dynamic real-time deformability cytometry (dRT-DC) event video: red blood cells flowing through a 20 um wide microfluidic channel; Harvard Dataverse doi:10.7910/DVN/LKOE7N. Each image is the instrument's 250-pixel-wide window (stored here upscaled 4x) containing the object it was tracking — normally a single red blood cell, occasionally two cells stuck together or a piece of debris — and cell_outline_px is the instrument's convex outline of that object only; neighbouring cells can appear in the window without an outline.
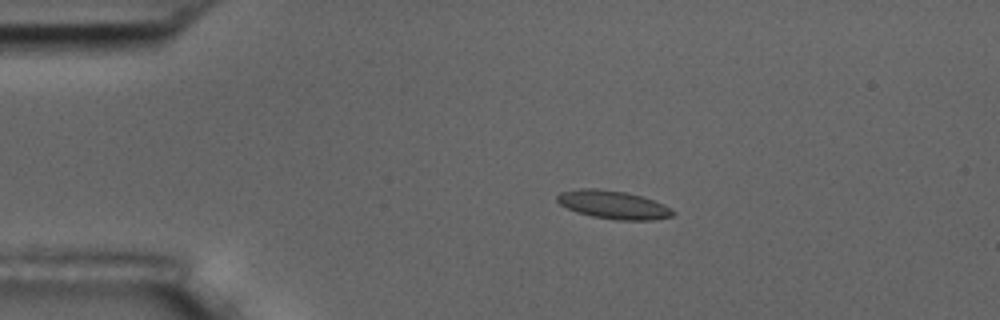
{"species": "common noctule bat (a hibernating species)", "species_latin": "Nyctalus noctula", "temperature_condition": "room temperature", "stored_images_in_passage": 5, "camera_frame_rate_fps": 3000, "um_per_image_px": 0.085, "animal": {"sex": "male", "body_mass_g": 17.5, "forearm_length_mm": 52.3}, "frame": {"image": 1, "passage_image": 4, "time_ms": 3.667, "image_size_px": [1000, 320], "cell_outline_px": [[676, 212], [672, 216], [652, 220], [616, 220], [592, 216], [576, 212], [560, 204], [556, 200], [556, 196], [560, 192], [580, 188], [596, 188], [624, 192], [644, 196], [664, 204], [672, 208]], "centroid_in_image_um": [52.14, 17.4], "position_along_channel_um": 32.9, "area_um2": 19.19}}